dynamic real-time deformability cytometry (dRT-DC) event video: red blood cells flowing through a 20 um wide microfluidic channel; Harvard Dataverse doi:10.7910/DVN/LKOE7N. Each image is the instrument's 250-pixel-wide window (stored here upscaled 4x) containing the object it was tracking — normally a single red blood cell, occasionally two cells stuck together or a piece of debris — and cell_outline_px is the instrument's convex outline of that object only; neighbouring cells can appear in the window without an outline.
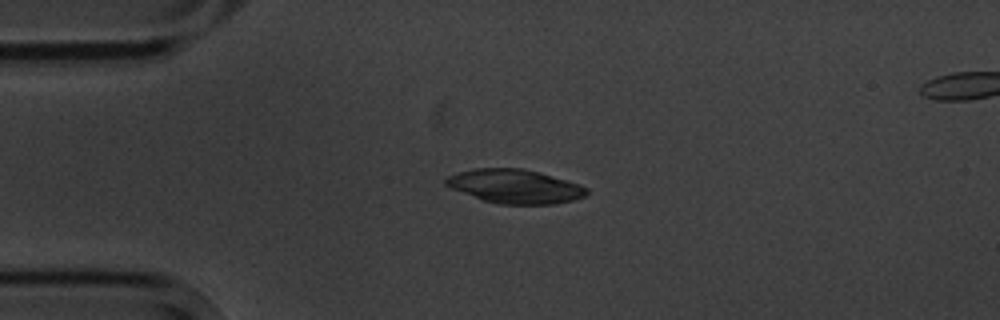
{"species": "common noctule bat (a hibernating species)", "species_latin": "Nyctalus noctula", "temperature_condition": "cold", "stored_images_in_passage": 3, "camera_frame_rate_fps": 3000, "um_per_image_px": 0.085, "animal": {"sex": "male", "body_mass_g": 20.1, "forearm_length_mm": 53.5}, "frame": {"image": 1, "passage_image": 1, "time_ms": 0.0, "image_size_px": [1000, 320], "cell_outline_px": [[588, 192], [584, 196], [572, 200], [552, 204], [500, 204], [484, 200], [452, 188], [444, 184], [444, 180], [448, 176], [460, 172], [476, 168], [520, 168], [536, 172], [580, 184], [588, 188]], "centroid_in_image_um": [43.77, 15.84], "position_along_channel_um": 41.2, "area_um2": 27.28}}
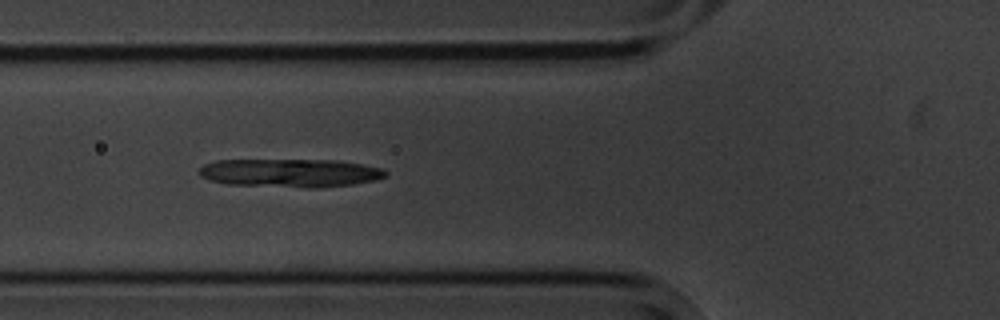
{"frame": {"image": 2, "passage_image": 3, "time_ms": 2.333, "image_size_px": [1000, 320], "cell_outline_px": [[388, 172], [384, 176], [376, 180], [352, 184], [316, 188], [308, 188], [228, 184], [212, 180], [200, 176], [200, 168], [204, 164], [216, 160], [336, 160], [364, 164], [384, 168]], "centroid_in_image_um": [24.71, 14.69], "position_along_channel_um": 101.1, "area_um2": 30.87}}